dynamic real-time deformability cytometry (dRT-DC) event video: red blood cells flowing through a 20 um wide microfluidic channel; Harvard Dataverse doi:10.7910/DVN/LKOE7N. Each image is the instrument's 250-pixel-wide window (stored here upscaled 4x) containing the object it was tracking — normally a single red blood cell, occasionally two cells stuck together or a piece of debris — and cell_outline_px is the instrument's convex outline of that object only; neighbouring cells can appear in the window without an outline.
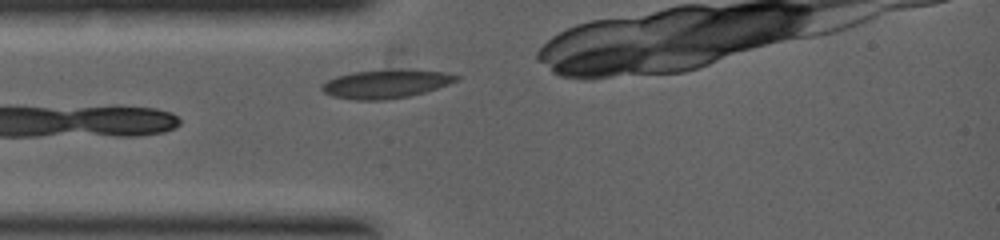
{"species": "common noctule bat (a hibernating species)", "species_latin": "Nyctalus noctula", "temperature_condition": "warm", "stored_images_in_passage": 2, "camera_frame_rate_fps": 5000, "um_per_image_px": 0.085, "animal": {"sex": "female", "body_mass_g": 19.0, "forearm_length_mm": 53.3}, "frame": {"image": 1, "passage_image": 1, "time_ms": 0.0, "image_size_px": [1000, 240], "cell_outline_px": [[460, 80], [424, 92], [408, 96], [384, 100], [356, 100], [332, 96], [324, 92], [320, 88], [328, 80], [336, 76], [352, 72], [396, 68], [404, 68], [444, 72], [460, 76]], "centroid_in_image_um": [32.82, 7.11], "position_along_channel_um": 52.2, "area_um2": 22.6}}